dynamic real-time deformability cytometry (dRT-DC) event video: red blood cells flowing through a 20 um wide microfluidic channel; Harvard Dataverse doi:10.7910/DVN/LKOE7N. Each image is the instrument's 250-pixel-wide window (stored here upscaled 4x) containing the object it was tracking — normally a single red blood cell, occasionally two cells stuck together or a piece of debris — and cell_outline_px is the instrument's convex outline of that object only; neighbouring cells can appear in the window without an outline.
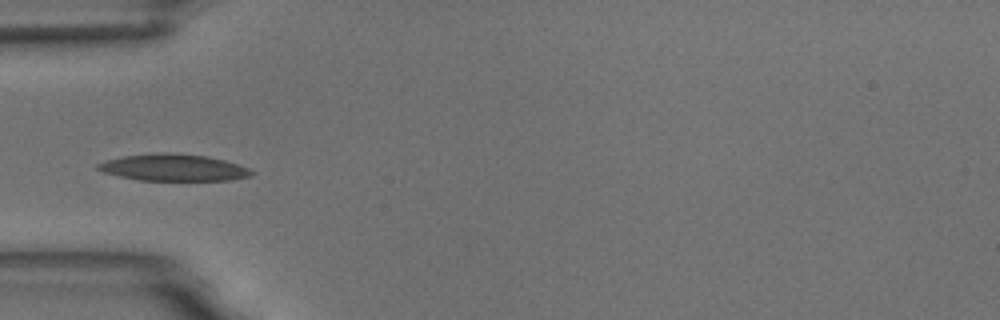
{"species": "common noctule bat (a hibernating species)", "species_latin": "Nyctalus noctula", "temperature_condition": "room temperature", "stored_images_in_passage": 6, "camera_frame_rate_fps": 3000, "um_per_image_px": 0.085, "animal": {"sex": "male", "body_mass_g": 18.8}, "frame": {"image": 1, "passage_image": 6, "time_ms": 6.667, "image_size_px": [1000, 320], "cell_outline_px": [[256, 172], [252, 176], [228, 180], [140, 180], [120, 176], [104, 172], [96, 168], [96, 164], [108, 160], [124, 156], [160, 152], [176, 152], [208, 156], [224, 160], [248, 168]], "centroid_in_image_um": [14.78, 14.23], "position_along_channel_um": 70.2, "area_um2": 23.93}}